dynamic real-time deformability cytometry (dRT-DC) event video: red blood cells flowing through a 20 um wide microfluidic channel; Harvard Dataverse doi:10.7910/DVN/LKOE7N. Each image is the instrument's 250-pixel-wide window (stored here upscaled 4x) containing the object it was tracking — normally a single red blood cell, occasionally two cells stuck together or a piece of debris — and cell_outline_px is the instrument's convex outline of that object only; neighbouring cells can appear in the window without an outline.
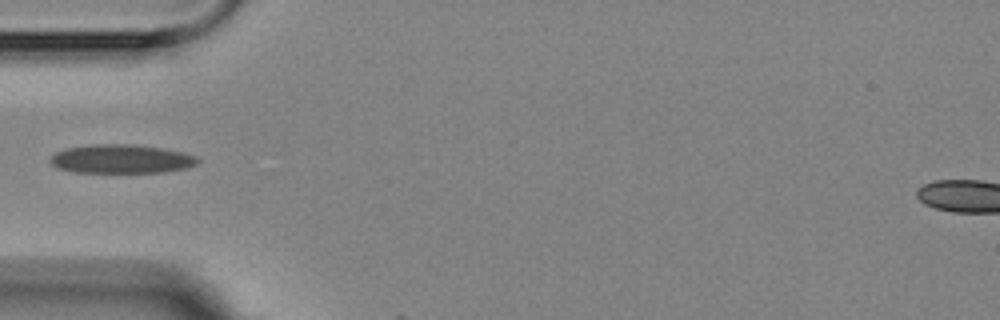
{"species": "Egyptian fruit bat (a non-hibernating species)", "species_latin": "Rousettus aegyptiacus", "temperature_condition": "room temperature", "stored_images_in_passage": 3, "camera_frame_rate_fps": 3000, "um_per_image_px": 0.085, "animal": {"sex": "female"}, "frame": {"image": 1, "passage_image": 3, "time_ms": 3.0, "image_size_px": [1000, 320], "cell_outline_px": [[200, 160], [196, 164], [184, 168], [164, 172], [72, 172], [56, 168], [48, 160], [56, 152], [64, 148], [92, 144], [132, 144], [160, 148], [184, 152], [196, 156]], "centroid_in_image_um": [10.27, 13.51], "position_along_channel_um": 74.7, "area_um2": 24.8}}